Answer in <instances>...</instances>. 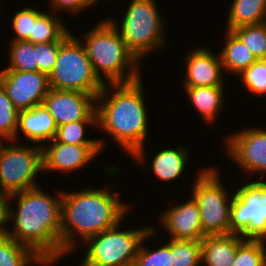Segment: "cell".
I'll list each match as a JSON object with an SVG mask.
<instances>
[{
  "mask_svg": "<svg viewBox=\"0 0 266 266\" xmlns=\"http://www.w3.org/2000/svg\"><path fill=\"white\" fill-rule=\"evenodd\" d=\"M16 196L17 212L8 203L7 216L8 222L14 220V230L6 235L32 249L46 265L53 264L61 257L62 193L52 197L36 187L9 195Z\"/></svg>",
  "mask_w": 266,
  "mask_h": 266,
  "instance_id": "obj_1",
  "label": "cell"
},
{
  "mask_svg": "<svg viewBox=\"0 0 266 266\" xmlns=\"http://www.w3.org/2000/svg\"><path fill=\"white\" fill-rule=\"evenodd\" d=\"M106 85L96 97L97 125L110 134L126 153L142 163L148 132L142 80L110 84L115 94L109 98Z\"/></svg>",
  "mask_w": 266,
  "mask_h": 266,
  "instance_id": "obj_2",
  "label": "cell"
},
{
  "mask_svg": "<svg viewBox=\"0 0 266 266\" xmlns=\"http://www.w3.org/2000/svg\"><path fill=\"white\" fill-rule=\"evenodd\" d=\"M61 193V256L74 247L75 234L86 241L119 224L127 210L118 194L106 189Z\"/></svg>",
  "mask_w": 266,
  "mask_h": 266,
  "instance_id": "obj_3",
  "label": "cell"
},
{
  "mask_svg": "<svg viewBox=\"0 0 266 266\" xmlns=\"http://www.w3.org/2000/svg\"><path fill=\"white\" fill-rule=\"evenodd\" d=\"M91 30L85 34L83 46L99 80L105 84L100 72L109 84L129 83L141 78L137 70L139 61L108 19L99 22Z\"/></svg>",
  "mask_w": 266,
  "mask_h": 266,
  "instance_id": "obj_4",
  "label": "cell"
},
{
  "mask_svg": "<svg viewBox=\"0 0 266 266\" xmlns=\"http://www.w3.org/2000/svg\"><path fill=\"white\" fill-rule=\"evenodd\" d=\"M82 44L71 33L60 43L54 68L48 76L49 85L53 89L80 91L97 97L104 83L94 73Z\"/></svg>",
  "mask_w": 266,
  "mask_h": 266,
  "instance_id": "obj_5",
  "label": "cell"
},
{
  "mask_svg": "<svg viewBox=\"0 0 266 266\" xmlns=\"http://www.w3.org/2000/svg\"><path fill=\"white\" fill-rule=\"evenodd\" d=\"M155 2V0H132L119 28L115 21L108 19L137 60L153 51L152 49L162 47L165 41L164 21L160 18Z\"/></svg>",
  "mask_w": 266,
  "mask_h": 266,
  "instance_id": "obj_6",
  "label": "cell"
},
{
  "mask_svg": "<svg viewBox=\"0 0 266 266\" xmlns=\"http://www.w3.org/2000/svg\"><path fill=\"white\" fill-rule=\"evenodd\" d=\"M193 185V200L199 206L204 235L230 233V214L233 195L228 198L216 169L200 171Z\"/></svg>",
  "mask_w": 266,
  "mask_h": 266,
  "instance_id": "obj_7",
  "label": "cell"
},
{
  "mask_svg": "<svg viewBox=\"0 0 266 266\" xmlns=\"http://www.w3.org/2000/svg\"><path fill=\"white\" fill-rule=\"evenodd\" d=\"M117 227L119 224L85 241L89 247L81 266H119L135 261L139 247L152 227L131 231H119Z\"/></svg>",
  "mask_w": 266,
  "mask_h": 266,
  "instance_id": "obj_8",
  "label": "cell"
},
{
  "mask_svg": "<svg viewBox=\"0 0 266 266\" xmlns=\"http://www.w3.org/2000/svg\"><path fill=\"white\" fill-rule=\"evenodd\" d=\"M230 233L244 239L265 240L266 182H248L233 194Z\"/></svg>",
  "mask_w": 266,
  "mask_h": 266,
  "instance_id": "obj_9",
  "label": "cell"
},
{
  "mask_svg": "<svg viewBox=\"0 0 266 266\" xmlns=\"http://www.w3.org/2000/svg\"><path fill=\"white\" fill-rule=\"evenodd\" d=\"M43 170L42 145L4 146L0 139V192L8 195L36 188L35 175Z\"/></svg>",
  "mask_w": 266,
  "mask_h": 266,
  "instance_id": "obj_10",
  "label": "cell"
},
{
  "mask_svg": "<svg viewBox=\"0 0 266 266\" xmlns=\"http://www.w3.org/2000/svg\"><path fill=\"white\" fill-rule=\"evenodd\" d=\"M0 83L19 111L43 104L50 90L48 75L39 71L2 70Z\"/></svg>",
  "mask_w": 266,
  "mask_h": 266,
  "instance_id": "obj_11",
  "label": "cell"
},
{
  "mask_svg": "<svg viewBox=\"0 0 266 266\" xmlns=\"http://www.w3.org/2000/svg\"><path fill=\"white\" fill-rule=\"evenodd\" d=\"M96 97L74 90L50 88L43 104L58 126L84 119H97Z\"/></svg>",
  "mask_w": 266,
  "mask_h": 266,
  "instance_id": "obj_12",
  "label": "cell"
},
{
  "mask_svg": "<svg viewBox=\"0 0 266 266\" xmlns=\"http://www.w3.org/2000/svg\"><path fill=\"white\" fill-rule=\"evenodd\" d=\"M229 156L244 172H266V131L247 129L226 139Z\"/></svg>",
  "mask_w": 266,
  "mask_h": 266,
  "instance_id": "obj_13",
  "label": "cell"
},
{
  "mask_svg": "<svg viewBox=\"0 0 266 266\" xmlns=\"http://www.w3.org/2000/svg\"><path fill=\"white\" fill-rule=\"evenodd\" d=\"M100 145H73L51 140V145L42 146L43 170L71 172L82 168L101 151Z\"/></svg>",
  "mask_w": 266,
  "mask_h": 266,
  "instance_id": "obj_14",
  "label": "cell"
},
{
  "mask_svg": "<svg viewBox=\"0 0 266 266\" xmlns=\"http://www.w3.org/2000/svg\"><path fill=\"white\" fill-rule=\"evenodd\" d=\"M161 222L170 233L171 239L201 241L205 237L199 206L193 198L165 211L161 215Z\"/></svg>",
  "mask_w": 266,
  "mask_h": 266,
  "instance_id": "obj_15",
  "label": "cell"
},
{
  "mask_svg": "<svg viewBox=\"0 0 266 266\" xmlns=\"http://www.w3.org/2000/svg\"><path fill=\"white\" fill-rule=\"evenodd\" d=\"M185 63H187L185 87L223 85L220 54L214 56L206 48H197L186 56Z\"/></svg>",
  "mask_w": 266,
  "mask_h": 266,
  "instance_id": "obj_16",
  "label": "cell"
},
{
  "mask_svg": "<svg viewBox=\"0 0 266 266\" xmlns=\"http://www.w3.org/2000/svg\"><path fill=\"white\" fill-rule=\"evenodd\" d=\"M245 239L240 234L206 235L201 240L202 264L205 266H231L238 246Z\"/></svg>",
  "mask_w": 266,
  "mask_h": 266,
  "instance_id": "obj_17",
  "label": "cell"
},
{
  "mask_svg": "<svg viewBox=\"0 0 266 266\" xmlns=\"http://www.w3.org/2000/svg\"><path fill=\"white\" fill-rule=\"evenodd\" d=\"M18 130L24 134L26 139L39 143L53 140L57 125L44 104L37 105L28 110L18 113Z\"/></svg>",
  "mask_w": 266,
  "mask_h": 266,
  "instance_id": "obj_18",
  "label": "cell"
},
{
  "mask_svg": "<svg viewBox=\"0 0 266 266\" xmlns=\"http://www.w3.org/2000/svg\"><path fill=\"white\" fill-rule=\"evenodd\" d=\"M223 85L185 87L190 101L201 113L204 120L212 122L218 116L223 104Z\"/></svg>",
  "mask_w": 266,
  "mask_h": 266,
  "instance_id": "obj_19",
  "label": "cell"
},
{
  "mask_svg": "<svg viewBox=\"0 0 266 266\" xmlns=\"http://www.w3.org/2000/svg\"><path fill=\"white\" fill-rule=\"evenodd\" d=\"M227 30L266 22V0H234L229 11Z\"/></svg>",
  "mask_w": 266,
  "mask_h": 266,
  "instance_id": "obj_20",
  "label": "cell"
},
{
  "mask_svg": "<svg viewBox=\"0 0 266 266\" xmlns=\"http://www.w3.org/2000/svg\"><path fill=\"white\" fill-rule=\"evenodd\" d=\"M189 153L184 147L167 148L157 153L152 160V171L161 180L173 181L185 170Z\"/></svg>",
  "mask_w": 266,
  "mask_h": 266,
  "instance_id": "obj_21",
  "label": "cell"
},
{
  "mask_svg": "<svg viewBox=\"0 0 266 266\" xmlns=\"http://www.w3.org/2000/svg\"><path fill=\"white\" fill-rule=\"evenodd\" d=\"M226 35L227 42L220 53L223 69L240 75L256 58L232 31L227 30Z\"/></svg>",
  "mask_w": 266,
  "mask_h": 266,
  "instance_id": "obj_22",
  "label": "cell"
},
{
  "mask_svg": "<svg viewBox=\"0 0 266 266\" xmlns=\"http://www.w3.org/2000/svg\"><path fill=\"white\" fill-rule=\"evenodd\" d=\"M30 260L46 264L32 249L8 235L0 236V266H27Z\"/></svg>",
  "mask_w": 266,
  "mask_h": 266,
  "instance_id": "obj_23",
  "label": "cell"
},
{
  "mask_svg": "<svg viewBox=\"0 0 266 266\" xmlns=\"http://www.w3.org/2000/svg\"><path fill=\"white\" fill-rule=\"evenodd\" d=\"M70 31L60 22L58 16L42 13L36 20L33 35H30V42L33 44L49 43L52 41H63Z\"/></svg>",
  "mask_w": 266,
  "mask_h": 266,
  "instance_id": "obj_24",
  "label": "cell"
},
{
  "mask_svg": "<svg viewBox=\"0 0 266 266\" xmlns=\"http://www.w3.org/2000/svg\"><path fill=\"white\" fill-rule=\"evenodd\" d=\"M10 44V65L4 70L38 71L36 44L27 40H12Z\"/></svg>",
  "mask_w": 266,
  "mask_h": 266,
  "instance_id": "obj_25",
  "label": "cell"
},
{
  "mask_svg": "<svg viewBox=\"0 0 266 266\" xmlns=\"http://www.w3.org/2000/svg\"><path fill=\"white\" fill-rule=\"evenodd\" d=\"M258 59H266V22L231 30Z\"/></svg>",
  "mask_w": 266,
  "mask_h": 266,
  "instance_id": "obj_26",
  "label": "cell"
},
{
  "mask_svg": "<svg viewBox=\"0 0 266 266\" xmlns=\"http://www.w3.org/2000/svg\"><path fill=\"white\" fill-rule=\"evenodd\" d=\"M89 124L97 125V119H84L58 126L54 140L56 142L73 145H100L102 149V146L104 144L101 140H92L84 138L85 125Z\"/></svg>",
  "mask_w": 266,
  "mask_h": 266,
  "instance_id": "obj_27",
  "label": "cell"
},
{
  "mask_svg": "<svg viewBox=\"0 0 266 266\" xmlns=\"http://www.w3.org/2000/svg\"><path fill=\"white\" fill-rule=\"evenodd\" d=\"M201 263V241L172 239V266H198Z\"/></svg>",
  "mask_w": 266,
  "mask_h": 266,
  "instance_id": "obj_28",
  "label": "cell"
},
{
  "mask_svg": "<svg viewBox=\"0 0 266 266\" xmlns=\"http://www.w3.org/2000/svg\"><path fill=\"white\" fill-rule=\"evenodd\" d=\"M264 243V240L245 239L238 246L231 266H266V244Z\"/></svg>",
  "mask_w": 266,
  "mask_h": 266,
  "instance_id": "obj_29",
  "label": "cell"
},
{
  "mask_svg": "<svg viewBox=\"0 0 266 266\" xmlns=\"http://www.w3.org/2000/svg\"><path fill=\"white\" fill-rule=\"evenodd\" d=\"M18 113L19 110L6 95L5 89L0 83V136L12 142L18 139Z\"/></svg>",
  "mask_w": 266,
  "mask_h": 266,
  "instance_id": "obj_30",
  "label": "cell"
},
{
  "mask_svg": "<svg viewBox=\"0 0 266 266\" xmlns=\"http://www.w3.org/2000/svg\"><path fill=\"white\" fill-rule=\"evenodd\" d=\"M153 235H155V229L152 227L144 237L135 257L137 266H172V239H170L169 243L154 251H149L145 247H142L145 239Z\"/></svg>",
  "mask_w": 266,
  "mask_h": 266,
  "instance_id": "obj_31",
  "label": "cell"
},
{
  "mask_svg": "<svg viewBox=\"0 0 266 266\" xmlns=\"http://www.w3.org/2000/svg\"><path fill=\"white\" fill-rule=\"evenodd\" d=\"M240 76L248 90L257 95L266 94V59L255 60Z\"/></svg>",
  "mask_w": 266,
  "mask_h": 266,
  "instance_id": "obj_32",
  "label": "cell"
},
{
  "mask_svg": "<svg viewBox=\"0 0 266 266\" xmlns=\"http://www.w3.org/2000/svg\"><path fill=\"white\" fill-rule=\"evenodd\" d=\"M42 14L34 8H25L20 10L14 15L12 25L15 33L17 34L14 41H30V35H33L34 24L37 18Z\"/></svg>",
  "mask_w": 266,
  "mask_h": 266,
  "instance_id": "obj_33",
  "label": "cell"
},
{
  "mask_svg": "<svg viewBox=\"0 0 266 266\" xmlns=\"http://www.w3.org/2000/svg\"><path fill=\"white\" fill-rule=\"evenodd\" d=\"M61 42L62 41H52L49 43L36 44V62L39 72L45 73L48 76L52 72Z\"/></svg>",
  "mask_w": 266,
  "mask_h": 266,
  "instance_id": "obj_34",
  "label": "cell"
},
{
  "mask_svg": "<svg viewBox=\"0 0 266 266\" xmlns=\"http://www.w3.org/2000/svg\"><path fill=\"white\" fill-rule=\"evenodd\" d=\"M53 1V2H52ZM53 7H55L56 10H67V12H79L82 9H85V7L88 8V6L93 5V3L90 0H51Z\"/></svg>",
  "mask_w": 266,
  "mask_h": 266,
  "instance_id": "obj_35",
  "label": "cell"
},
{
  "mask_svg": "<svg viewBox=\"0 0 266 266\" xmlns=\"http://www.w3.org/2000/svg\"><path fill=\"white\" fill-rule=\"evenodd\" d=\"M9 195L3 192H0V236L6 235L7 229L4 227L8 223V203Z\"/></svg>",
  "mask_w": 266,
  "mask_h": 266,
  "instance_id": "obj_36",
  "label": "cell"
},
{
  "mask_svg": "<svg viewBox=\"0 0 266 266\" xmlns=\"http://www.w3.org/2000/svg\"><path fill=\"white\" fill-rule=\"evenodd\" d=\"M119 266H137V264H136L135 261H133V262H130V263H127V264L119 265Z\"/></svg>",
  "mask_w": 266,
  "mask_h": 266,
  "instance_id": "obj_37",
  "label": "cell"
}]
</instances>
